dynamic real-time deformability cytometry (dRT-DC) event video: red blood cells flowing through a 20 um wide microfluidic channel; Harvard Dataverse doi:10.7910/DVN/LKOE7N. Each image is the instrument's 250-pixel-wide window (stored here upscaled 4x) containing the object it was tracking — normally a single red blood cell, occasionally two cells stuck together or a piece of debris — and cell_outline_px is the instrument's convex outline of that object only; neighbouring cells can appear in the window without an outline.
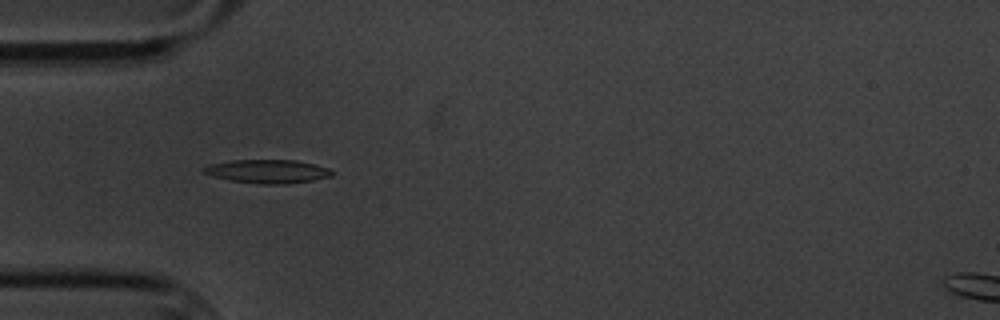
{"species": "common noctule bat (a hibernating species)", "species_latin": "Nyctalus noctula", "temperature_condition": "cold", "stored_images_in_passage": 5, "camera_frame_rate_fps": 3000, "um_per_image_px": 0.085, "animal": {"sex": "male", "body_mass_g": 20.1, "forearm_length_mm": 53.5}, "frame": {"image": 1, "passage_image": 4, "time_ms": 3.667, "image_size_px": [1000, 320], "cell_outline_px": [[336, 172], [332, 176], [312, 180], [284, 184], [260, 184], [232, 180], [212, 176], [200, 172], [200, 168], [208, 164], [232, 160], [296, 160], [328, 168]], "centroid_in_image_um": [22.7, 14.56], "position_along_channel_um": 62.3, "area_um2": 17.69}}
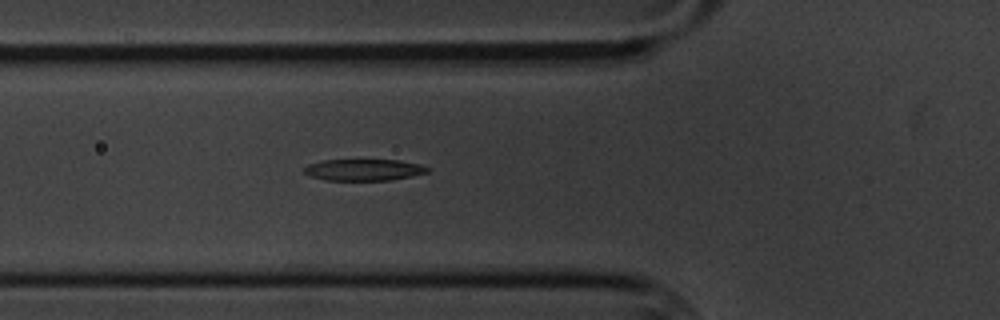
{"frame": {"image": 2, "passage_image": 5, "time_ms": 4.667, "image_size_px": [1000, 320], "cell_outline_px": [[428, 172], [412, 176], [392, 180], [324, 180], [312, 176], [304, 172], [304, 168], [308, 164], [324, 160], [400, 160], [420, 164], [428, 168]], "centroid_in_image_um": [30.93, 14.43], "position_along_channel_um": 94.9, "area_um2": 15.37}}